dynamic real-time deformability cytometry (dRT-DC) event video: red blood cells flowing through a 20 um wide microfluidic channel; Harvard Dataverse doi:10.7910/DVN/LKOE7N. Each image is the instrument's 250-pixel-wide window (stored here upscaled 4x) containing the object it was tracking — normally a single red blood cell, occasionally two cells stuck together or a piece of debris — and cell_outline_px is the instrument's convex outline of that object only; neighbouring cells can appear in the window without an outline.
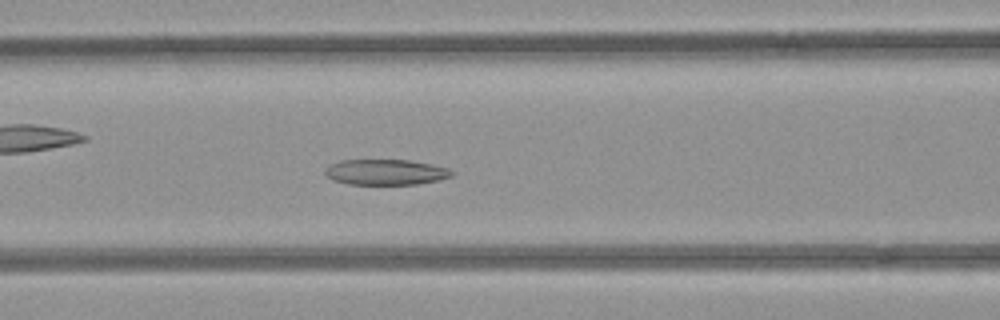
{"species": "common noctule bat (a hibernating species)", "species_latin": "Nyctalus noctula", "temperature_condition": "room temperature", "stored_images_in_passage": 52, "camera_frame_rate_fps": 3000, "um_per_image_px": 0.085, "animal": {"sex": "female", "body_mass_g": 21.9}, "frame": {"image": 1, "passage_image": 21, "time_ms": 6.667, "image_size_px": [1000, 320], "cell_outline_px": [[456, 172], [452, 176], [436, 180], [416, 184], [348, 184], [332, 180], [324, 172], [332, 164], [340, 160], [408, 160], [432, 164], [448, 168]], "centroid_in_image_um": [32.81, 14.63], "position_along_channel_um": 133.8, "area_um2": 18.73}}
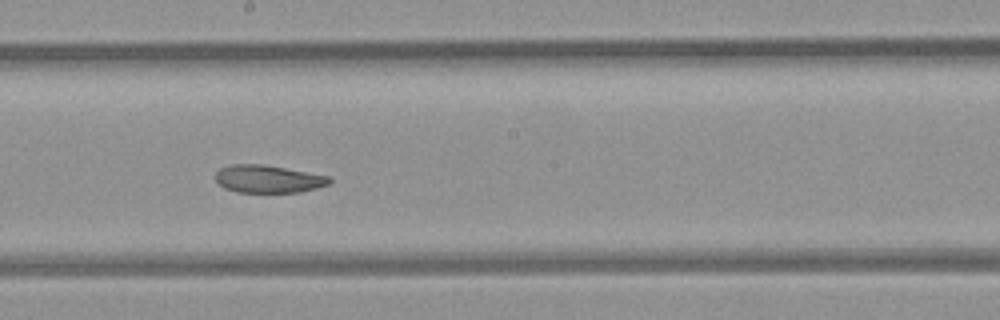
{"frame": {"image": 2, "passage_image": 28, "time_ms": 9.0, "image_size_px": [1000, 320], "cell_outline_px": [[332, 180], [328, 184], [316, 188], [300, 192], [236, 192], [224, 188], [216, 180], [216, 172], [220, 168], [228, 164], [264, 164], [332, 176]], "centroid_in_image_um": [22.81, 15.2], "position_along_channel_um": 225.4, "area_um2": 18.55}}
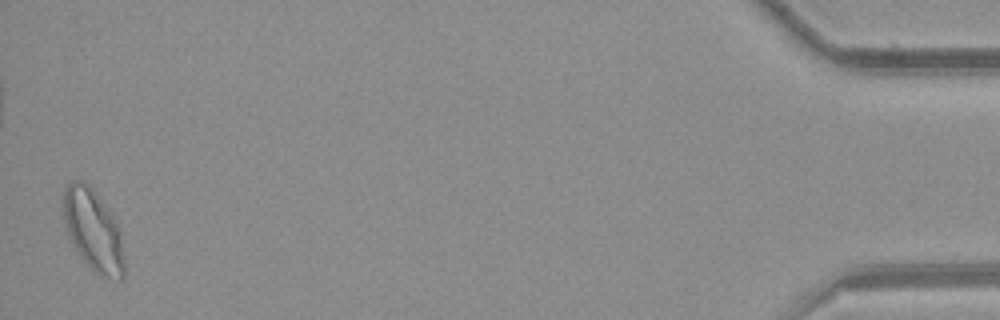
{"frame": {"image": 3, "passage_image": 51, "time_ms": 16.667, "image_size_px": [1000, 320], "cell_outline_px": [[124, 276], [120, 280], [100, 276], [92, 272], [80, 256], [68, 232], [60, 208], [64, 188], [72, 180], [84, 180], [92, 188], [108, 208], [120, 232], [124, 260]], "centroid_in_image_um": [7.89, 19.56], "position_along_channel_um": 427.3, "area_um2": 29.13}, "authors_computed_cell_mechanics": {"area_um2": 22.1663, "velocity_mm_per_s": 3.9221, "shape_relaxation_time_tau1_ms": null, "shape_relaxation_time_tau2_ms": 2.2573, "deformation_change_tau1": null, "deformation_change_tau2": 0.0635}}